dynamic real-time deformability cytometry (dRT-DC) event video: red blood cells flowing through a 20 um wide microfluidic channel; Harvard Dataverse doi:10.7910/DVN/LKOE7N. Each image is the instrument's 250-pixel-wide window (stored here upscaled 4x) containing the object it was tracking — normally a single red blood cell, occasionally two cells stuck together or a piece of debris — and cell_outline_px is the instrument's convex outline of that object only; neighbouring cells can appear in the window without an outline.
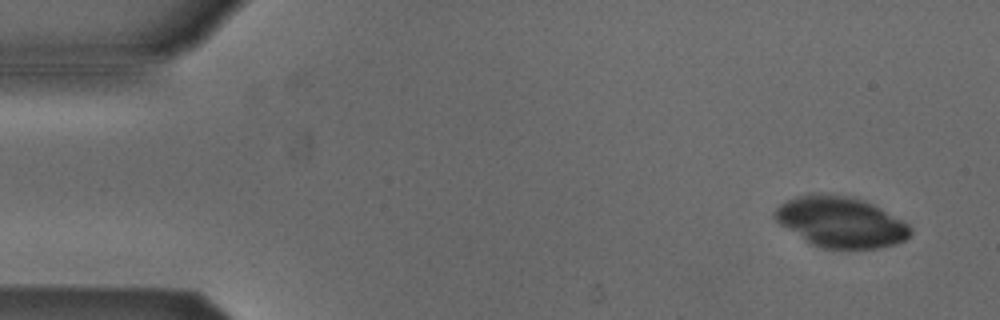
{"species": "Egyptian fruit bat (a non-hibernating species)", "species_latin": "Rousettus aegyptiacus", "temperature_condition": "cold", "stored_images_in_passage": 4, "camera_frame_rate_fps": 3000, "um_per_image_px": 0.085, "animal": {"sex": "male"}, "frame": {"image": 1, "passage_image": 1, "time_ms": 0.0, "image_size_px": [1000, 320], "cell_outline_px": [[912, 232], [904, 240], [896, 244], [880, 248], [848, 252], [820, 248], [808, 244], [780, 224], [776, 220], [776, 208], [780, 204], [796, 196], [824, 192], [852, 196], [864, 200], [880, 208], [908, 224], [912, 228]], "centroid_in_image_um": [71.47, 18.92], "position_along_channel_um": 13.5, "area_um2": 40.98}}